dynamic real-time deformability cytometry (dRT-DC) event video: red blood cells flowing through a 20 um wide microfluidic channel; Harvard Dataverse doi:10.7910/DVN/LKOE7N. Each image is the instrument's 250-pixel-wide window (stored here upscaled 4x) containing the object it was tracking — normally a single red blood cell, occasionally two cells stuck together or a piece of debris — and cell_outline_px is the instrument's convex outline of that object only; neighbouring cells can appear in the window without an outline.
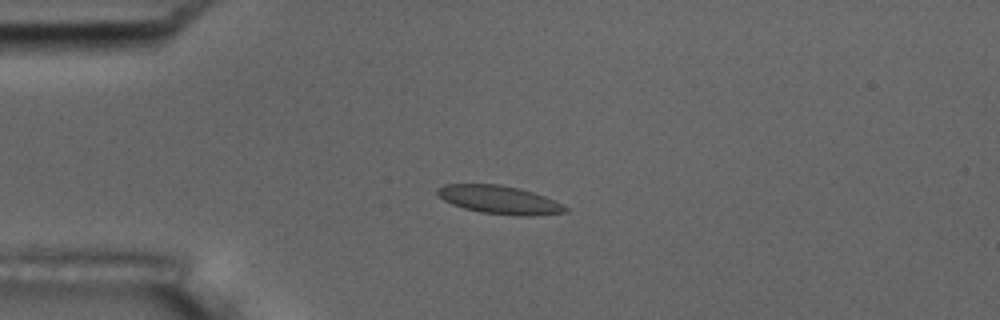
{"species": "common noctule bat (a hibernating species)", "species_latin": "Nyctalus noctula", "temperature_condition": "room temperature", "stored_images_in_passage": 4, "camera_frame_rate_fps": 3000, "um_per_image_px": 0.085, "animal": {"sex": "male", "body_mass_g": 17.5, "forearm_length_mm": 52.3}, "frame": {"image": 1, "passage_image": 3, "time_ms": 0.667, "image_size_px": [1000, 320], "cell_outline_px": [[568, 212], [532, 216], [512, 216], [480, 212], [464, 208], [452, 204], [444, 200], [436, 192], [436, 188], [444, 184], [500, 184], [520, 188], [544, 196], [568, 208]], "centroid_in_image_um": [42.43, 16.98], "position_along_channel_um": 42.6, "area_um2": 21.1}}